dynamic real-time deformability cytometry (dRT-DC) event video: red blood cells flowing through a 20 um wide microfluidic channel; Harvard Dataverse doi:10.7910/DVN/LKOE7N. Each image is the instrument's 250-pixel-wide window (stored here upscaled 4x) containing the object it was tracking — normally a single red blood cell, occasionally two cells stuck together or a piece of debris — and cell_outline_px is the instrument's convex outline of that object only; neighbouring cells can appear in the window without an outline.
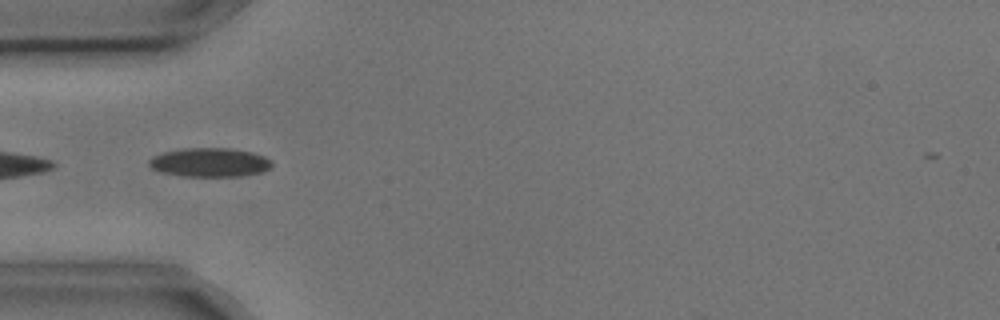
{"species": "common noctule bat (a hibernating species)", "species_latin": "Nyctalus noctula", "temperature_condition": "cold", "stored_images_in_passage": 9, "camera_frame_rate_fps": 3000, "um_per_image_px": 0.085, "animal": {"sex": "male", "body_mass_g": 17.9, "forearm_length_mm": 54.2}, "frame": {"image": 1, "passage_image": 6, "time_ms": 1.667, "image_size_px": [1000, 320], "cell_outline_px": [[272, 164], [264, 172], [240, 176], [184, 176], [160, 172], [152, 168], [148, 164], [148, 160], [152, 156], [164, 152], [184, 148], [232, 148], [252, 152], [264, 156], [272, 160]], "centroid_in_image_um": [17.83, 13.8], "position_along_channel_um": 67.2, "area_um2": 20.81}}
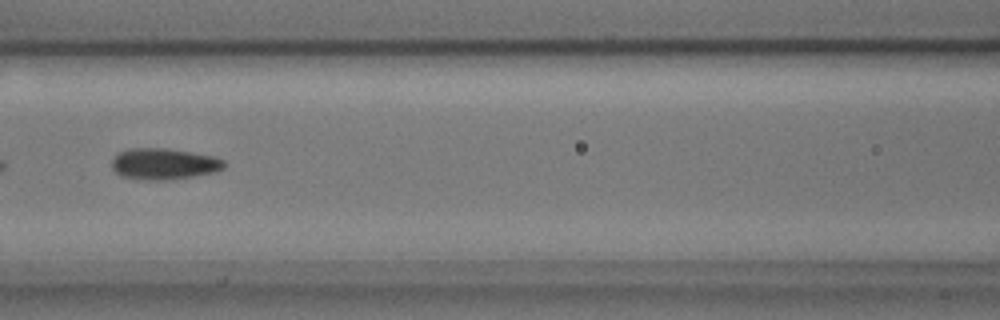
{"frame": {"image": 2, "passage_image": 8, "time_ms": 2.333, "image_size_px": [1000, 320], "cell_outline_px": [[224, 168], [216, 172], [168, 180], [148, 180], [120, 176], [112, 168], [112, 160], [120, 152], [132, 148], [164, 148], [212, 156], [224, 160]], "centroid_in_image_um": [13.92, 13.94], "position_along_channel_um": 152.7, "area_um2": 20.17}}
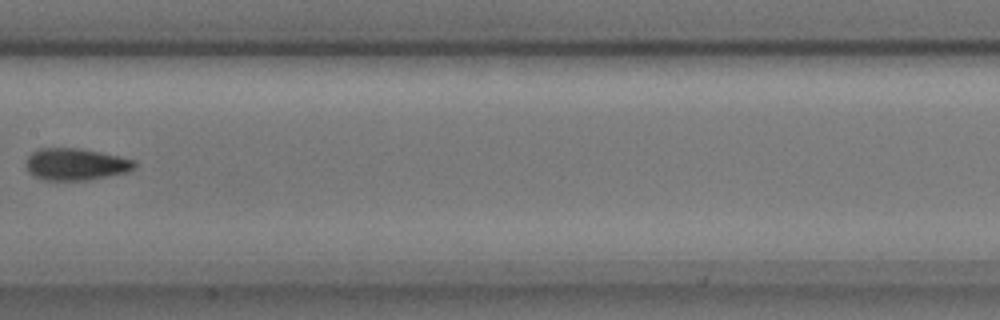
{"frame": {"image": 3, "passage_image": 9, "time_ms": 2.667, "image_size_px": [1000, 320], "cell_outline_px": [[136, 168], [128, 172], [88, 180], [44, 180], [32, 176], [28, 172], [24, 164], [28, 156], [32, 152], [40, 148], [80, 148], [120, 156], [136, 160]], "centroid_in_image_um": [6.43, 13.96], "position_along_channel_um": 201.0, "area_um2": 20.52}}